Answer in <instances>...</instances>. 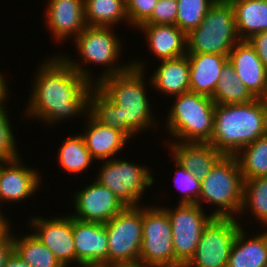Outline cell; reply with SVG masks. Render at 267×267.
Returning a JSON list of instances; mask_svg holds the SVG:
<instances>
[{
  "instance_id": "4fadbf2b",
  "label": "cell",
  "mask_w": 267,
  "mask_h": 267,
  "mask_svg": "<svg viewBox=\"0 0 267 267\" xmlns=\"http://www.w3.org/2000/svg\"><path fill=\"white\" fill-rule=\"evenodd\" d=\"M44 218L32 216L27 220V224L32 232L45 246H47L62 264L68 267L71 263H77L79 267H83L77 261L76 250L73 239V217L62 216Z\"/></svg>"
},
{
  "instance_id": "6da1fadb",
  "label": "cell",
  "mask_w": 267,
  "mask_h": 267,
  "mask_svg": "<svg viewBox=\"0 0 267 267\" xmlns=\"http://www.w3.org/2000/svg\"><path fill=\"white\" fill-rule=\"evenodd\" d=\"M36 73L25 117L54 126L88 114L89 94L95 85L79 75L60 54L43 60Z\"/></svg>"
},
{
  "instance_id": "ab89813d",
  "label": "cell",
  "mask_w": 267,
  "mask_h": 267,
  "mask_svg": "<svg viewBox=\"0 0 267 267\" xmlns=\"http://www.w3.org/2000/svg\"><path fill=\"white\" fill-rule=\"evenodd\" d=\"M6 81L7 80L4 79L2 73H0V106L6 105L10 93L8 92V83H6Z\"/></svg>"
},
{
  "instance_id": "2e32d148",
  "label": "cell",
  "mask_w": 267,
  "mask_h": 267,
  "mask_svg": "<svg viewBox=\"0 0 267 267\" xmlns=\"http://www.w3.org/2000/svg\"><path fill=\"white\" fill-rule=\"evenodd\" d=\"M22 162L21 157L0 162V208L6 202L25 201L40 189L42 174Z\"/></svg>"
},
{
  "instance_id": "8fae6325",
  "label": "cell",
  "mask_w": 267,
  "mask_h": 267,
  "mask_svg": "<svg viewBox=\"0 0 267 267\" xmlns=\"http://www.w3.org/2000/svg\"><path fill=\"white\" fill-rule=\"evenodd\" d=\"M177 204L174 210L162 207L169 215L175 259L184 267L193 257L203 230L214 216L211 213L208 216L205 208L198 204Z\"/></svg>"
},
{
  "instance_id": "f1b7e54d",
  "label": "cell",
  "mask_w": 267,
  "mask_h": 267,
  "mask_svg": "<svg viewBox=\"0 0 267 267\" xmlns=\"http://www.w3.org/2000/svg\"><path fill=\"white\" fill-rule=\"evenodd\" d=\"M58 150V163L64 171L74 175L87 171L94 160L80 133L64 139Z\"/></svg>"
},
{
  "instance_id": "83f0119b",
  "label": "cell",
  "mask_w": 267,
  "mask_h": 267,
  "mask_svg": "<svg viewBox=\"0 0 267 267\" xmlns=\"http://www.w3.org/2000/svg\"><path fill=\"white\" fill-rule=\"evenodd\" d=\"M215 104H245L256 99L241 82L229 60L223 66L217 87L211 97Z\"/></svg>"
},
{
  "instance_id": "7c38bea8",
  "label": "cell",
  "mask_w": 267,
  "mask_h": 267,
  "mask_svg": "<svg viewBox=\"0 0 267 267\" xmlns=\"http://www.w3.org/2000/svg\"><path fill=\"white\" fill-rule=\"evenodd\" d=\"M241 227L236 218L214 217L203 230L193 257L184 267H227L232 243Z\"/></svg>"
},
{
  "instance_id": "52a82bcc",
  "label": "cell",
  "mask_w": 267,
  "mask_h": 267,
  "mask_svg": "<svg viewBox=\"0 0 267 267\" xmlns=\"http://www.w3.org/2000/svg\"><path fill=\"white\" fill-rule=\"evenodd\" d=\"M187 53H213L229 56L241 41L238 36L234 8L229 0H217L202 23L187 35Z\"/></svg>"
},
{
  "instance_id": "f35d334b",
  "label": "cell",
  "mask_w": 267,
  "mask_h": 267,
  "mask_svg": "<svg viewBox=\"0 0 267 267\" xmlns=\"http://www.w3.org/2000/svg\"><path fill=\"white\" fill-rule=\"evenodd\" d=\"M13 253L12 232L9 228L0 237V267H4L6 260Z\"/></svg>"
},
{
  "instance_id": "5bb4252c",
  "label": "cell",
  "mask_w": 267,
  "mask_h": 267,
  "mask_svg": "<svg viewBox=\"0 0 267 267\" xmlns=\"http://www.w3.org/2000/svg\"><path fill=\"white\" fill-rule=\"evenodd\" d=\"M73 194L75 214L71 216L81 221L105 224L125 207L112 191L96 180Z\"/></svg>"
},
{
  "instance_id": "603a6c76",
  "label": "cell",
  "mask_w": 267,
  "mask_h": 267,
  "mask_svg": "<svg viewBox=\"0 0 267 267\" xmlns=\"http://www.w3.org/2000/svg\"><path fill=\"white\" fill-rule=\"evenodd\" d=\"M161 65L149 77L151 89L159 93L177 96L190 91V65L187 54L181 57L161 60Z\"/></svg>"
},
{
  "instance_id": "60d3db41",
  "label": "cell",
  "mask_w": 267,
  "mask_h": 267,
  "mask_svg": "<svg viewBox=\"0 0 267 267\" xmlns=\"http://www.w3.org/2000/svg\"><path fill=\"white\" fill-rule=\"evenodd\" d=\"M4 267H30L25 261L20 259L14 252L6 260Z\"/></svg>"
},
{
  "instance_id": "d6a6232c",
  "label": "cell",
  "mask_w": 267,
  "mask_h": 267,
  "mask_svg": "<svg viewBox=\"0 0 267 267\" xmlns=\"http://www.w3.org/2000/svg\"><path fill=\"white\" fill-rule=\"evenodd\" d=\"M217 0H177L176 26L186 35L197 28Z\"/></svg>"
},
{
  "instance_id": "44dd1931",
  "label": "cell",
  "mask_w": 267,
  "mask_h": 267,
  "mask_svg": "<svg viewBox=\"0 0 267 267\" xmlns=\"http://www.w3.org/2000/svg\"><path fill=\"white\" fill-rule=\"evenodd\" d=\"M190 65V92L212 97L228 56L213 53H187Z\"/></svg>"
},
{
  "instance_id": "74e56055",
  "label": "cell",
  "mask_w": 267,
  "mask_h": 267,
  "mask_svg": "<svg viewBox=\"0 0 267 267\" xmlns=\"http://www.w3.org/2000/svg\"><path fill=\"white\" fill-rule=\"evenodd\" d=\"M247 41L255 49L257 56L267 68V31L255 34Z\"/></svg>"
},
{
  "instance_id": "ffe728a7",
  "label": "cell",
  "mask_w": 267,
  "mask_h": 267,
  "mask_svg": "<svg viewBox=\"0 0 267 267\" xmlns=\"http://www.w3.org/2000/svg\"><path fill=\"white\" fill-rule=\"evenodd\" d=\"M172 157L193 176L203 180L223 156L210 143L168 141Z\"/></svg>"
},
{
  "instance_id": "4dcf8cb0",
  "label": "cell",
  "mask_w": 267,
  "mask_h": 267,
  "mask_svg": "<svg viewBox=\"0 0 267 267\" xmlns=\"http://www.w3.org/2000/svg\"><path fill=\"white\" fill-rule=\"evenodd\" d=\"M247 209L267 229V176L244 180L242 207L237 220Z\"/></svg>"
},
{
  "instance_id": "484cf974",
  "label": "cell",
  "mask_w": 267,
  "mask_h": 267,
  "mask_svg": "<svg viewBox=\"0 0 267 267\" xmlns=\"http://www.w3.org/2000/svg\"><path fill=\"white\" fill-rule=\"evenodd\" d=\"M84 18L87 26L115 27L128 22L126 0H84Z\"/></svg>"
},
{
  "instance_id": "9a60e30c",
  "label": "cell",
  "mask_w": 267,
  "mask_h": 267,
  "mask_svg": "<svg viewBox=\"0 0 267 267\" xmlns=\"http://www.w3.org/2000/svg\"><path fill=\"white\" fill-rule=\"evenodd\" d=\"M77 261L83 267H108V236L105 224L73 218Z\"/></svg>"
},
{
  "instance_id": "8992f818",
  "label": "cell",
  "mask_w": 267,
  "mask_h": 267,
  "mask_svg": "<svg viewBox=\"0 0 267 267\" xmlns=\"http://www.w3.org/2000/svg\"><path fill=\"white\" fill-rule=\"evenodd\" d=\"M244 180L236 156L223 155L201 180L197 204L204 201L216 206L211 213L216 218H238L243 201Z\"/></svg>"
},
{
  "instance_id": "ba28073f",
  "label": "cell",
  "mask_w": 267,
  "mask_h": 267,
  "mask_svg": "<svg viewBox=\"0 0 267 267\" xmlns=\"http://www.w3.org/2000/svg\"><path fill=\"white\" fill-rule=\"evenodd\" d=\"M139 261L154 267H183L175 259L169 215L159 205H142Z\"/></svg>"
},
{
  "instance_id": "7bdbcfd3",
  "label": "cell",
  "mask_w": 267,
  "mask_h": 267,
  "mask_svg": "<svg viewBox=\"0 0 267 267\" xmlns=\"http://www.w3.org/2000/svg\"><path fill=\"white\" fill-rule=\"evenodd\" d=\"M111 267H154L151 265H148L146 263L137 261V262H133V263H120V264H115Z\"/></svg>"
},
{
  "instance_id": "8d00e7d4",
  "label": "cell",
  "mask_w": 267,
  "mask_h": 267,
  "mask_svg": "<svg viewBox=\"0 0 267 267\" xmlns=\"http://www.w3.org/2000/svg\"><path fill=\"white\" fill-rule=\"evenodd\" d=\"M159 0H126L129 25L136 29L151 14Z\"/></svg>"
},
{
  "instance_id": "7a4b0ae2",
  "label": "cell",
  "mask_w": 267,
  "mask_h": 267,
  "mask_svg": "<svg viewBox=\"0 0 267 267\" xmlns=\"http://www.w3.org/2000/svg\"><path fill=\"white\" fill-rule=\"evenodd\" d=\"M132 66L121 74L108 76L95 86L114 104L120 107L121 132L130 140L137 133L157 124L146 92V66L133 60ZM156 122V123H155Z\"/></svg>"
},
{
  "instance_id": "d590c367",
  "label": "cell",
  "mask_w": 267,
  "mask_h": 267,
  "mask_svg": "<svg viewBox=\"0 0 267 267\" xmlns=\"http://www.w3.org/2000/svg\"><path fill=\"white\" fill-rule=\"evenodd\" d=\"M177 0H159L152 14L142 24L176 25Z\"/></svg>"
},
{
  "instance_id": "ac0fdd59",
  "label": "cell",
  "mask_w": 267,
  "mask_h": 267,
  "mask_svg": "<svg viewBox=\"0 0 267 267\" xmlns=\"http://www.w3.org/2000/svg\"><path fill=\"white\" fill-rule=\"evenodd\" d=\"M228 60L249 92L255 98L263 99L267 93V68L250 43H237L230 51Z\"/></svg>"
},
{
  "instance_id": "9c48e42d",
  "label": "cell",
  "mask_w": 267,
  "mask_h": 267,
  "mask_svg": "<svg viewBox=\"0 0 267 267\" xmlns=\"http://www.w3.org/2000/svg\"><path fill=\"white\" fill-rule=\"evenodd\" d=\"M103 162L95 180L112 191L124 206H140L145 189L154 185L152 169L120 156Z\"/></svg>"
},
{
  "instance_id": "d4e9b609",
  "label": "cell",
  "mask_w": 267,
  "mask_h": 267,
  "mask_svg": "<svg viewBox=\"0 0 267 267\" xmlns=\"http://www.w3.org/2000/svg\"><path fill=\"white\" fill-rule=\"evenodd\" d=\"M234 8L237 33L241 41L267 31V2L265 0H229Z\"/></svg>"
},
{
  "instance_id": "d6986e66",
  "label": "cell",
  "mask_w": 267,
  "mask_h": 267,
  "mask_svg": "<svg viewBox=\"0 0 267 267\" xmlns=\"http://www.w3.org/2000/svg\"><path fill=\"white\" fill-rule=\"evenodd\" d=\"M86 116V129L84 127V133L80 134L91 157L101 161L115 158L129 138L123 132L99 123L89 113Z\"/></svg>"
},
{
  "instance_id": "ee69618b",
  "label": "cell",
  "mask_w": 267,
  "mask_h": 267,
  "mask_svg": "<svg viewBox=\"0 0 267 267\" xmlns=\"http://www.w3.org/2000/svg\"><path fill=\"white\" fill-rule=\"evenodd\" d=\"M263 100H264V102L266 104V108H267V93H266L265 97L263 98Z\"/></svg>"
},
{
  "instance_id": "4316f807",
  "label": "cell",
  "mask_w": 267,
  "mask_h": 267,
  "mask_svg": "<svg viewBox=\"0 0 267 267\" xmlns=\"http://www.w3.org/2000/svg\"><path fill=\"white\" fill-rule=\"evenodd\" d=\"M17 236L12 232L13 252L30 267H63L53 252L33 233Z\"/></svg>"
},
{
  "instance_id": "3957f363",
  "label": "cell",
  "mask_w": 267,
  "mask_h": 267,
  "mask_svg": "<svg viewBox=\"0 0 267 267\" xmlns=\"http://www.w3.org/2000/svg\"><path fill=\"white\" fill-rule=\"evenodd\" d=\"M267 134V108L263 99L245 104H216L210 143L225 156H235L243 147Z\"/></svg>"
},
{
  "instance_id": "f546056e",
  "label": "cell",
  "mask_w": 267,
  "mask_h": 267,
  "mask_svg": "<svg viewBox=\"0 0 267 267\" xmlns=\"http://www.w3.org/2000/svg\"><path fill=\"white\" fill-rule=\"evenodd\" d=\"M235 156L243 180L267 176V134L243 147Z\"/></svg>"
},
{
  "instance_id": "b9f144b4",
  "label": "cell",
  "mask_w": 267,
  "mask_h": 267,
  "mask_svg": "<svg viewBox=\"0 0 267 267\" xmlns=\"http://www.w3.org/2000/svg\"><path fill=\"white\" fill-rule=\"evenodd\" d=\"M8 218L3 215L2 210L0 209V237L9 229L11 228V223Z\"/></svg>"
},
{
  "instance_id": "e0dca14e",
  "label": "cell",
  "mask_w": 267,
  "mask_h": 267,
  "mask_svg": "<svg viewBox=\"0 0 267 267\" xmlns=\"http://www.w3.org/2000/svg\"><path fill=\"white\" fill-rule=\"evenodd\" d=\"M45 23L57 43L75 39L85 28L84 0H48ZM74 37V38H73Z\"/></svg>"
},
{
  "instance_id": "836d02e7",
  "label": "cell",
  "mask_w": 267,
  "mask_h": 267,
  "mask_svg": "<svg viewBox=\"0 0 267 267\" xmlns=\"http://www.w3.org/2000/svg\"><path fill=\"white\" fill-rule=\"evenodd\" d=\"M175 175L172 178L174 180L175 187L182 192L179 203L182 204H197L200 190L201 180L195 178L193 174L186 170L181 164H179L174 158Z\"/></svg>"
},
{
  "instance_id": "277c9868",
  "label": "cell",
  "mask_w": 267,
  "mask_h": 267,
  "mask_svg": "<svg viewBox=\"0 0 267 267\" xmlns=\"http://www.w3.org/2000/svg\"><path fill=\"white\" fill-rule=\"evenodd\" d=\"M111 29L112 27L86 26L73 39L76 52H78L81 60L76 59L75 61L69 55H60L79 75L86 78L93 85H96L105 77L121 74L132 66L130 61L123 65L120 63L118 58H121L120 54L123 46L121 45V40L114 33L116 31ZM88 63L104 65L106 69L104 68V72L100 73V76L98 75L99 78L96 79L89 67L85 68Z\"/></svg>"
},
{
  "instance_id": "e575fe53",
  "label": "cell",
  "mask_w": 267,
  "mask_h": 267,
  "mask_svg": "<svg viewBox=\"0 0 267 267\" xmlns=\"http://www.w3.org/2000/svg\"><path fill=\"white\" fill-rule=\"evenodd\" d=\"M5 105L0 106V162L11 161L20 158L15 136L13 133V125L10 124V114ZM12 125V126H11Z\"/></svg>"
},
{
  "instance_id": "cb8c5ba5",
  "label": "cell",
  "mask_w": 267,
  "mask_h": 267,
  "mask_svg": "<svg viewBox=\"0 0 267 267\" xmlns=\"http://www.w3.org/2000/svg\"><path fill=\"white\" fill-rule=\"evenodd\" d=\"M241 226L232 243L227 267H267V229L249 238L242 223Z\"/></svg>"
},
{
  "instance_id": "7402d4cb",
  "label": "cell",
  "mask_w": 267,
  "mask_h": 267,
  "mask_svg": "<svg viewBox=\"0 0 267 267\" xmlns=\"http://www.w3.org/2000/svg\"><path fill=\"white\" fill-rule=\"evenodd\" d=\"M148 49L160 61L181 57L187 54L186 34L176 25L141 24Z\"/></svg>"
},
{
  "instance_id": "30bf717a",
  "label": "cell",
  "mask_w": 267,
  "mask_h": 267,
  "mask_svg": "<svg viewBox=\"0 0 267 267\" xmlns=\"http://www.w3.org/2000/svg\"><path fill=\"white\" fill-rule=\"evenodd\" d=\"M108 236V267L139 261L142 244V206H125L105 223Z\"/></svg>"
},
{
  "instance_id": "1f68e13d",
  "label": "cell",
  "mask_w": 267,
  "mask_h": 267,
  "mask_svg": "<svg viewBox=\"0 0 267 267\" xmlns=\"http://www.w3.org/2000/svg\"><path fill=\"white\" fill-rule=\"evenodd\" d=\"M96 121L121 131L120 107L109 100L96 86L89 94V112Z\"/></svg>"
},
{
  "instance_id": "5b68a950",
  "label": "cell",
  "mask_w": 267,
  "mask_h": 267,
  "mask_svg": "<svg viewBox=\"0 0 267 267\" xmlns=\"http://www.w3.org/2000/svg\"><path fill=\"white\" fill-rule=\"evenodd\" d=\"M174 97L165 122L173 138L168 141L208 143L214 130L213 99L190 91Z\"/></svg>"
}]
</instances>
